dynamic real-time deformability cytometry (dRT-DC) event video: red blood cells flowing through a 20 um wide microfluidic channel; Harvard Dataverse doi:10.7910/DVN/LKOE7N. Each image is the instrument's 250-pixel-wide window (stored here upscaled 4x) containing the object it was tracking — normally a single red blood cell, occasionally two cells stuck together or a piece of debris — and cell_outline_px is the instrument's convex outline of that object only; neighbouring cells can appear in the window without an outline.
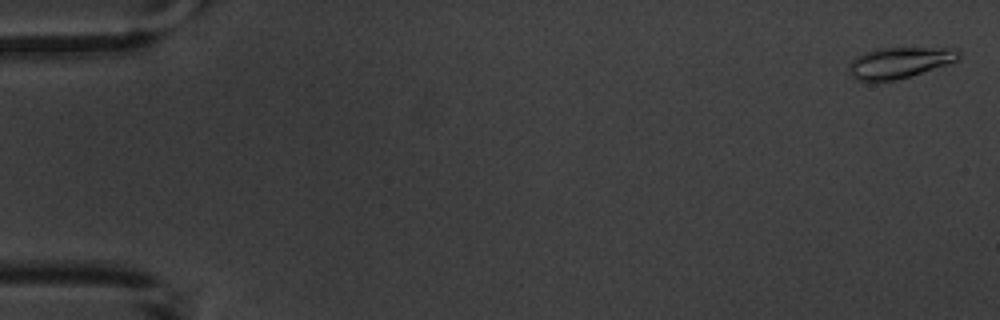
{"species": "common noctule bat (a hibernating species)", "species_latin": "Nyctalus noctula", "temperature_condition": "warm", "stored_images_in_passage": 15, "camera_frame_rate_fps": 3000, "um_per_image_px": 0.085, "animal": {"sex": "male", "body_mass_g": 20.1, "forearm_length_mm": 53.5}, "frame": {"image": 1, "passage_image": 1, "time_ms": 0.0, "image_size_px": [1000, 320], "cell_outline_px": [[960, 56], [956, 60], [948, 64], [896, 80], [856, 80], [848, 72], [848, 64], [856, 56], [864, 52], [884, 48], [952, 48], [960, 52]], "centroid_in_image_um": [76.42, 5.32], "position_along_channel_um": 8.6, "area_um2": 19.54}}
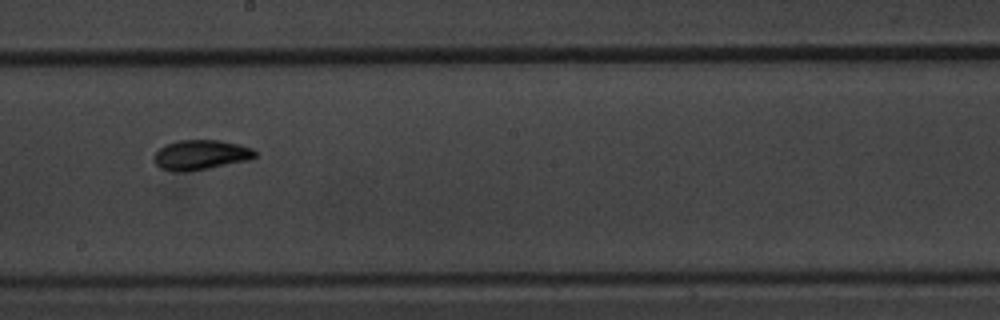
{"frame": {"image": 2, "passage_image": 9, "time_ms": 10.333, "image_size_px": [1000, 320], "cell_outline_px": [[256, 156], [248, 160], [208, 168], [160, 168], [152, 160], [156, 152], [160, 148], [176, 140], [220, 140], [240, 144], [252, 148], [256, 152]], "centroid_in_image_um": [17.12, 13.1], "position_along_channel_um": 231.1, "area_um2": 16.76}}
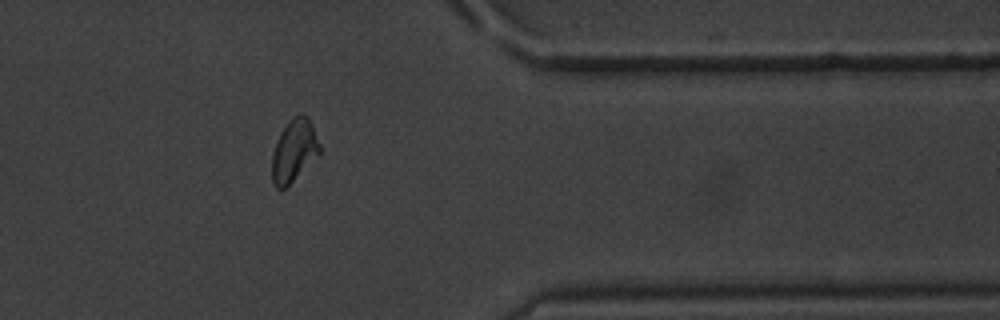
{"frame": {"image": 3, "passage_image": 13, "time_ms": 15.0, "image_size_px": [1000, 320], "cell_outline_px": [[320, 152], [284, 188], [276, 188], [272, 184], [272, 156], [280, 132], [288, 120], [292, 116], [300, 112], [304, 112], [308, 116], [312, 124], [320, 144]], "centroid_in_image_um": [24.98, 12.72], "position_along_channel_um": 386.4, "area_um2": 17.11}, "authors_computed_cell_mechanics": {"area_um2": 17.1088, "velocity_mm_per_s": 3.6153, "shape_relaxation_time_tau1_ms": 4.9811, "shape_relaxation_time_tau2_ms": null, "deformation_change_tau1": 0.1591, "deformation_change_tau2": null}}